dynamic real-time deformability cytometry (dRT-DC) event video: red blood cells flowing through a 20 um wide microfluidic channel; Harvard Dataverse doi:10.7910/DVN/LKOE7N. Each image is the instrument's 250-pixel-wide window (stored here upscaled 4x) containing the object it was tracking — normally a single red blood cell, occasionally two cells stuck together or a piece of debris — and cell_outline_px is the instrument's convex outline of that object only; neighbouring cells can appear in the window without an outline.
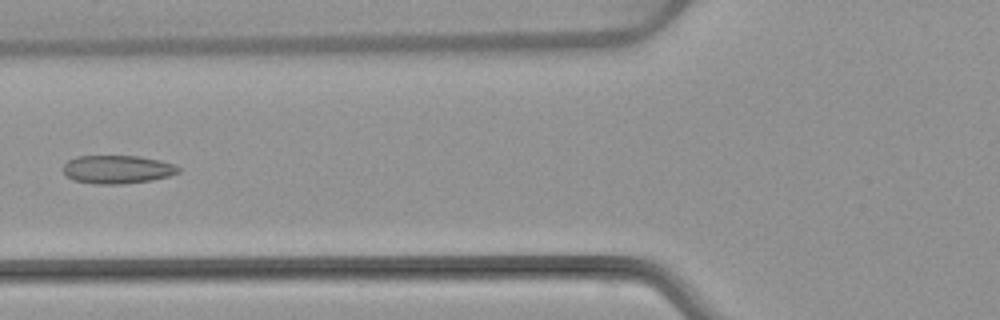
{"species": "common noctule bat (a hibernating species)", "species_latin": "Nyctalus noctula", "temperature_condition": "warm", "stored_images_in_passage": 6, "camera_frame_rate_fps": 3000, "um_per_image_px": 0.085, "animal": {"sex": "female", "body_mass_g": 22.7, "forearm_length_mm": 54.2}, "frame": {"image": 1, "passage_image": 6, "time_ms": 6.667, "image_size_px": [1000, 320], "cell_outline_px": [[180, 172], [168, 176], [152, 180], [124, 184], [96, 184], [72, 180], [64, 172], [64, 164], [68, 160], [76, 156], [140, 156], [160, 160], [176, 164], [180, 168]], "centroid_in_image_um": [10.0, 14.4], "position_along_channel_um": 115.8, "area_um2": 19.13}}